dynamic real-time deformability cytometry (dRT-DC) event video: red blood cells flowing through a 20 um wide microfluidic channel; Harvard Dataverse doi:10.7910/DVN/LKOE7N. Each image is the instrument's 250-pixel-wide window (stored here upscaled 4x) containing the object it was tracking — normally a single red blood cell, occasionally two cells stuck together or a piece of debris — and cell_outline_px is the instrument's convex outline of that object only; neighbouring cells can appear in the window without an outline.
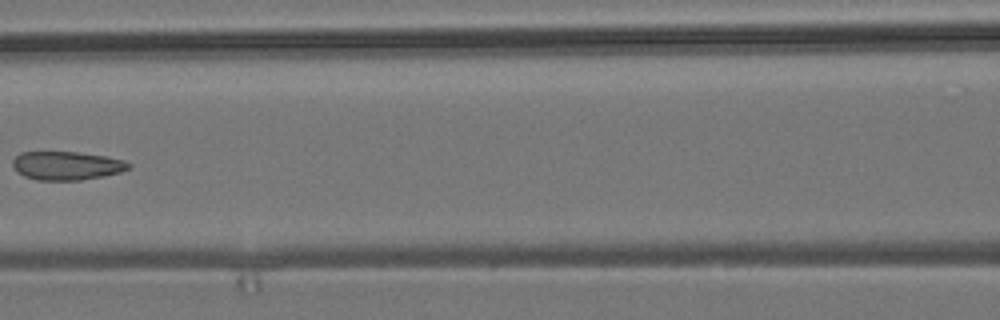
{"species": "common noctule bat (a hibernating species)", "species_latin": "Nyctalus noctula", "temperature_condition": "room temperature", "stored_images_in_passage": 6, "camera_frame_rate_fps": 3000, "um_per_image_px": 0.085, "animal": {"sex": "male", "body_mass_g": 19.2, "forearm_length_mm": 51.8}, "frame": {"image": 1, "passage_image": 4, "time_ms": 4.0, "image_size_px": [1000, 320], "cell_outline_px": [[132, 168], [120, 172], [104, 176], [80, 180], [36, 180], [24, 176], [16, 172], [12, 164], [12, 160], [20, 152], [76, 152], [108, 156], [124, 160], [132, 164]], "centroid_in_image_um": [5.69, 14.08], "position_along_channel_um": 160.9, "area_um2": 19.54}}
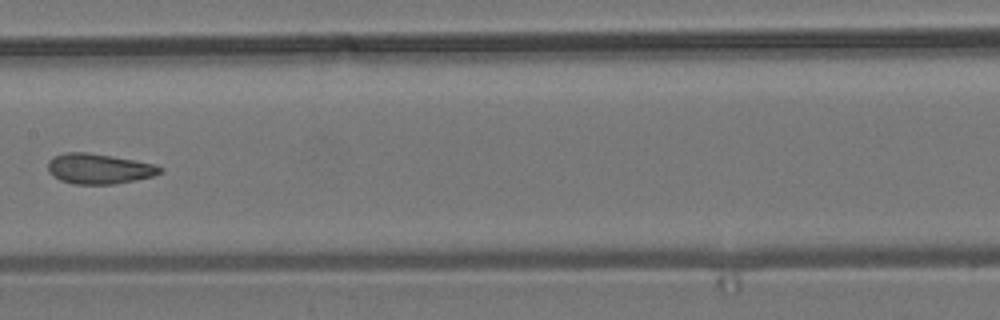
{"frame": {"image": 2, "passage_image": 5, "time_ms": 5.0, "image_size_px": [1000, 320], "cell_outline_px": [[164, 168], [160, 172], [152, 176], [136, 180], [112, 184], [72, 184], [60, 180], [52, 176], [48, 172], [48, 160], [52, 156], [64, 152], [88, 152], [112, 156], [156, 164]], "centroid_in_image_um": [8.37, 14.33], "position_along_channel_um": 199.0, "area_um2": 19.94}}
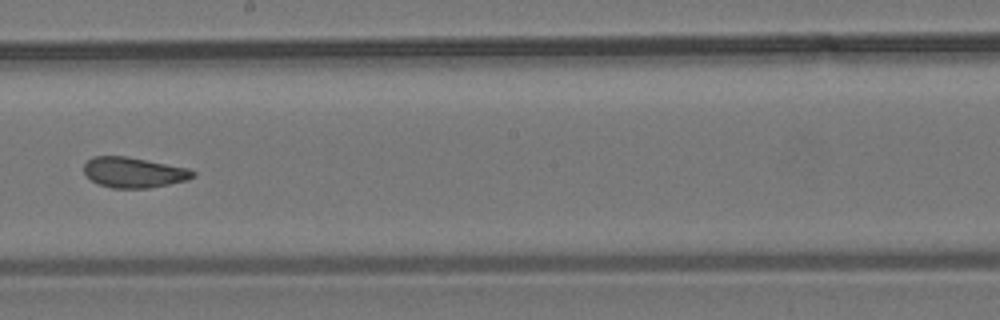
{"frame": {"image": 3, "passage_image": 6, "time_ms": 6.0, "image_size_px": [1000, 320], "cell_outline_px": [[196, 176], [188, 180], [148, 188], [112, 188], [96, 184], [84, 176], [84, 164], [92, 156], [128, 156], [188, 168], [196, 172]], "centroid_in_image_um": [11.34, 14.66], "position_along_channel_um": 236.9, "area_um2": 19.59}}